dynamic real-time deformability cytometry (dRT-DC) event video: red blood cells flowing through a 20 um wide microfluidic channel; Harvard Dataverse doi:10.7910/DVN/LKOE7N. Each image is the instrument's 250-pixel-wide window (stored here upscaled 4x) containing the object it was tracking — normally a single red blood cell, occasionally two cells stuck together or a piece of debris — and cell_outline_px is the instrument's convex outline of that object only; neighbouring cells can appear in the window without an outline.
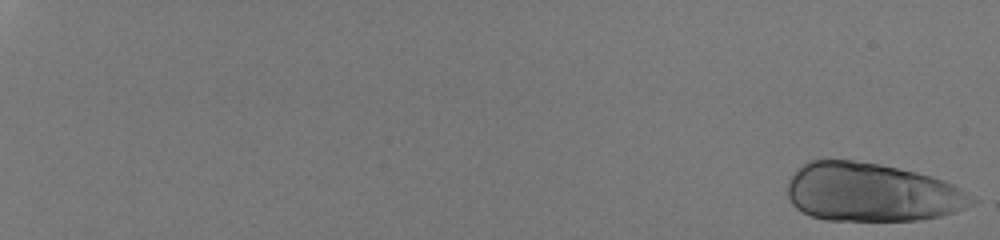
{"species": "human", "species_latin": "Homo sapiens", "temperature_condition": "room temperature", "stored_images_in_passage": 49, "camera_frame_rate_fps": 3000, "um_per_image_px": 0.085, "donor": {"sex": "male"}, "frame": {"image": 1, "passage_image": 1, "time_ms": 0.0, "image_size_px": [1000, 240], "cell_outline_px": [[980, 200], [956, 212], [940, 216], [920, 220], [824, 220], [812, 216], [796, 208], [792, 204], [788, 196], [788, 180], [796, 168], [808, 160], [852, 160], [880, 164], [916, 172], [952, 184], [960, 188]], "centroid_in_image_um": [74.07, 16.35], "position_along_channel_um": 10.9, "area_um2": 63.0}}
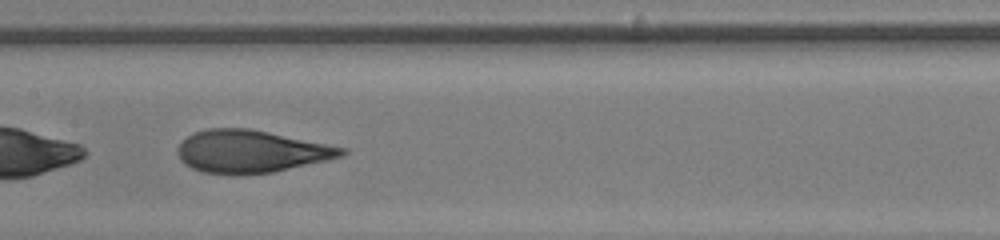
{"frame": {"image": 2, "passage_image": 33, "time_ms": 10.667, "image_size_px": [1000, 240], "cell_outline_px": [[348, 152], [344, 156], [272, 172], [204, 172], [192, 168], [176, 152], [180, 140], [196, 132], [208, 128], [248, 128], [348, 148]], "centroid_in_image_um": [21.37, 12.83], "position_along_channel_um": 186.0, "area_um2": 39.59}}
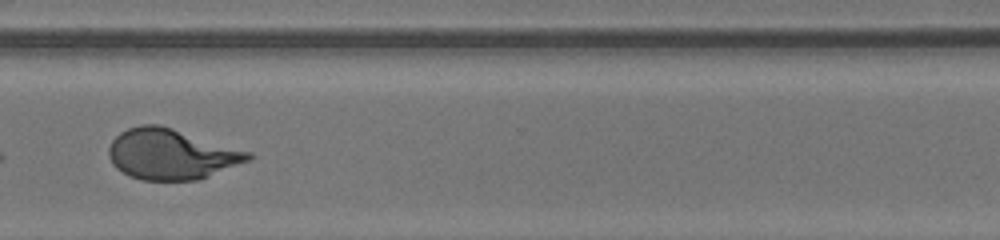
{"frame": {"image": 3, "passage_image": 45, "time_ms": 14.667, "image_size_px": [1000, 240], "cell_outline_px": [[252, 156], [248, 160], [196, 180], [140, 180], [116, 168], [112, 164], [108, 156], [108, 148], [112, 140], [120, 132], [128, 128], [140, 124], [160, 124], [252, 152]], "centroid_in_image_um": [14.51, 13.08], "position_along_channel_um": 356.1, "area_um2": 40.75}}